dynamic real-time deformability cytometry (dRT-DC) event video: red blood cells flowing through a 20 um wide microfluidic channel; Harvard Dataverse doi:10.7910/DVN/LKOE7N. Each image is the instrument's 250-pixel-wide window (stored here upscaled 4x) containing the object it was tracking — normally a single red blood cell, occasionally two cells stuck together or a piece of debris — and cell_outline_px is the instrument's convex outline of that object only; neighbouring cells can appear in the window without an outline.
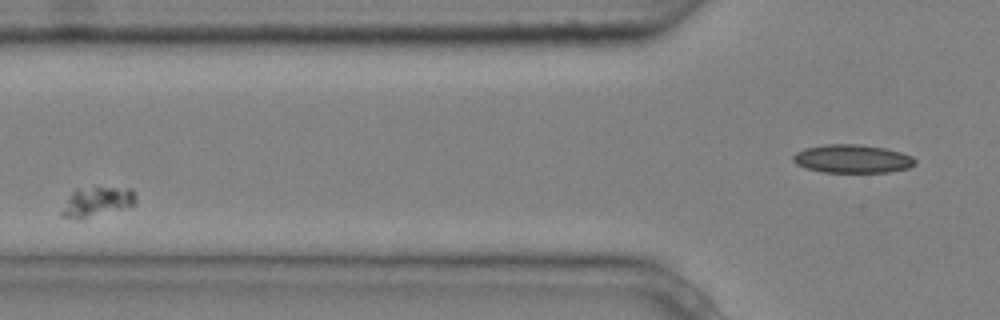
{"species": "common noctule bat (a hibernating species)", "species_latin": "Nyctalus noctula", "temperature_condition": "cold", "stored_images_in_passage": 5, "camera_frame_rate_fps": 3000, "um_per_image_px": 0.085, "animal": {"sex": "male", "body_mass_g": 20.4}, "frame": {"image": 1, "passage_image": 3, "time_ms": 0.667, "image_size_px": [1000, 320], "cell_outline_px": [[136, 204], [80, 220], [76, 220], [60, 216], [60, 212], [68, 196], [76, 188], [132, 188], [136, 196]], "centroid_in_image_um": [8.19, 17.16], "position_along_channel_um": 117.6, "area_um2": 12.83}}